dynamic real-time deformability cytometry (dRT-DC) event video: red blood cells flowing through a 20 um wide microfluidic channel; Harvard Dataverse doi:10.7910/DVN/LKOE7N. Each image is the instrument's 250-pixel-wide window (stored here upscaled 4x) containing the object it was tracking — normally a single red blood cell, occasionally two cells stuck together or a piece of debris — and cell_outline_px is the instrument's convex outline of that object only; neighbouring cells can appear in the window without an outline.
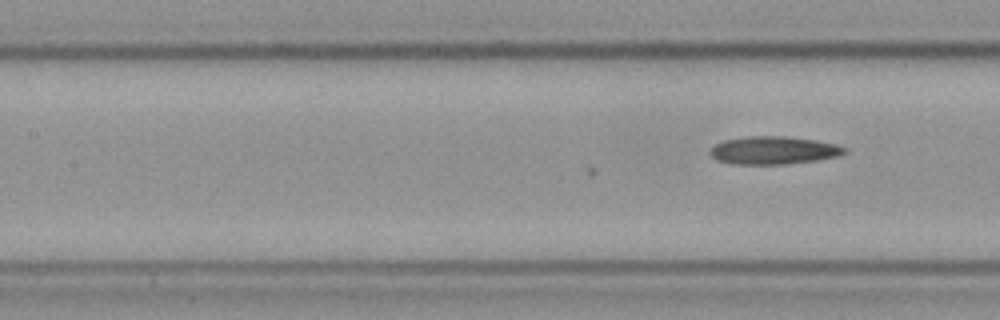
{"species": "Egyptian fruit bat (a non-hibernating species)", "species_latin": "Rousettus aegyptiacus", "temperature_condition": "cold", "stored_images_in_passage": 22, "camera_frame_rate_fps": 3000, "um_per_image_px": 0.085, "frame": {"image": 1, "passage_image": 22, "time_ms": 7.0, "image_size_px": [1000, 320], "cell_outline_px": [[848, 152], [836, 156], [816, 160], [784, 164], [728, 164], [716, 160], [708, 152], [716, 144], [724, 140], [748, 136], [788, 136], [816, 140], [836, 144], [848, 148]], "centroid_in_image_um": [65.75, 12.77], "position_along_channel_um": 141.6, "area_um2": 21.96}}